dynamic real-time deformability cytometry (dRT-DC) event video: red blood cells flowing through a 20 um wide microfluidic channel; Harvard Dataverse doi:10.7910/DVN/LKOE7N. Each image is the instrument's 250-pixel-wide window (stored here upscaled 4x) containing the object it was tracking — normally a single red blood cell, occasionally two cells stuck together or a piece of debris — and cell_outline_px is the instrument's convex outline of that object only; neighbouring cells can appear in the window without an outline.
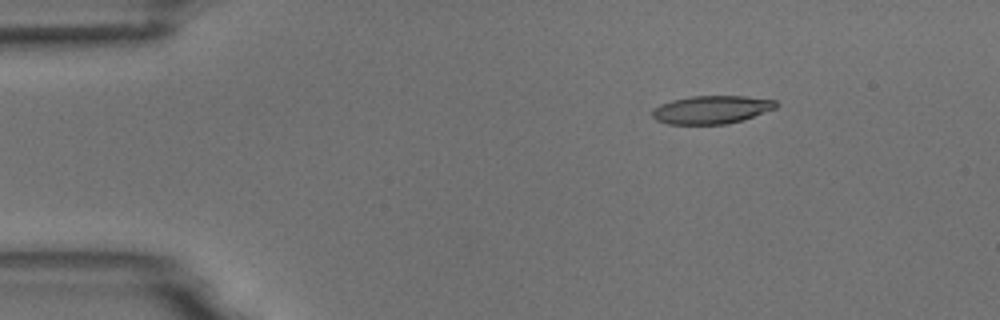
{"species": "common noctule bat (a hibernating species)", "species_latin": "Nyctalus noctula", "temperature_condition": "room temperature", "stored_images_in_passage": 3, "camera_frame_rate_fps": 3000, "um_per_image_px": 0.085, "animal": {"sex": "male", "body_mass_g": 18.8}, "frame": {"image": 1, "passage_image": 1, "time_ms": 0.0, "image_size_px": [1000, 320], "cell_outline_px": [[780, 104], [776, 108], [744, 120], [728, 124], [668, 124], [656, 120], [652, 116], [652, 108], [660, 104], [672, 100], [692, 96], [744, 96], [776, 100]], "centroid_in_image_um": [60.5, 9.32], "position_along_channel_um": 24.5, "area_um2": 20.46}}